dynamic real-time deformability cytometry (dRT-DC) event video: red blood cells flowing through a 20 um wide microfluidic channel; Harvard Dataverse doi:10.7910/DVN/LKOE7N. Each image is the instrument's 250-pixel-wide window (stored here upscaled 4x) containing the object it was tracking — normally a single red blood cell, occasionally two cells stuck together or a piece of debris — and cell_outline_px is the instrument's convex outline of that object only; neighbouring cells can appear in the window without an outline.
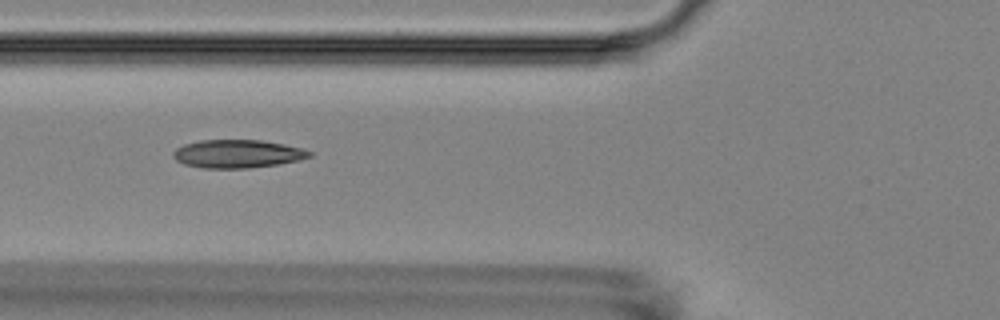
{"species": "Egyptian fruit bat (a non-hibernating species)", "species_latin": "Rousettus aegyptiacus", "temperature_condition": "room temperature", "stored_images_in_passage": 4, "camera_frame_rate_fps": 3000, "um_per_image_px": 0.085, "animal": {"sex": "female"}, "frame": {"image": 1, "passage_image": 3, "time_ms": 2.333, "image_size_px": [1000, 320], "cell_outline_px": [[312, 156], [300, 160], [280, 164], [248, 168], [200, 168], [184, 164], [176, 160], [172, 156], [172, 152], [176, 148], [184, 144], [200, 140], [260, 140], [284, 144], [300, 148], [312, 152]], "centroid_in_image_um": [20.17, 13.08], "position_along_channel_um": 105.6, "area_um2": 22.48}}